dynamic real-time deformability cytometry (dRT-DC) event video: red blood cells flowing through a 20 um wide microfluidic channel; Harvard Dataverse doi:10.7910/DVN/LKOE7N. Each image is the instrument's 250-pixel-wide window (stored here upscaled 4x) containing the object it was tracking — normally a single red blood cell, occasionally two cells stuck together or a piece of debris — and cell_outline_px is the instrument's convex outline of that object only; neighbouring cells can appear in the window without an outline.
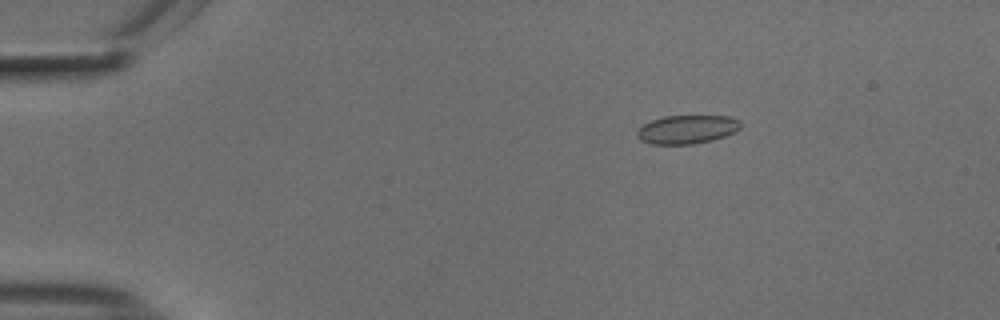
{"species": "common noctule bat (a hibernating species)", "species_latin": "Nyctalus noctula", "temperature_condition": "cold", "stored_images_in_passage": 55, "camera_frame_rate_fps": 3000, "um_per_image_px": 0.085, "animal": {"sex": "male", "body_mass_g": 18.8}, "frame": {"image": 1, "passage_image": 10, "time_ms": 3.0, "image_size_px": [1000, 320], "cell_outline_px": [[740, 128], [736, 132], [712, 140], [692, 144], [652, 144], [640, 140], [636, 136], [636, 132], [644, 124], [652, 120], [664, 116], [728, 116], [740, 120]], "centroid_in_image_um": [58.4, 11.0], "position_along_channel_um": 26.6, "area_um2": 17.22}}
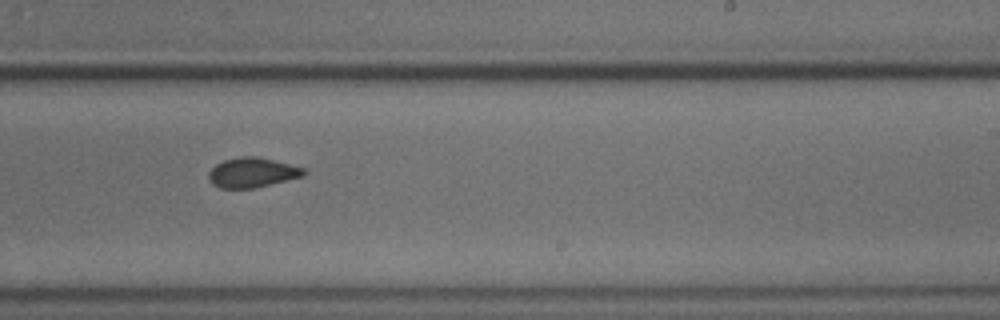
{"frame": {"image": 2, "passage_image": 35, "time_ms": 11.333, "image_size_px": [1000, 320], "cell_outline_px": [[308, 172], [304, 176], [252, 188], [220, 188], [212, 184], [208, 176], [208, 172], [216, 164], [224, 160], [240, 156], [256, 156], [304, 168]], "centroid_in_image_um": [21.42, 14.66], "position_along_channel_um": 267.6, "area_um2": 16.36}}
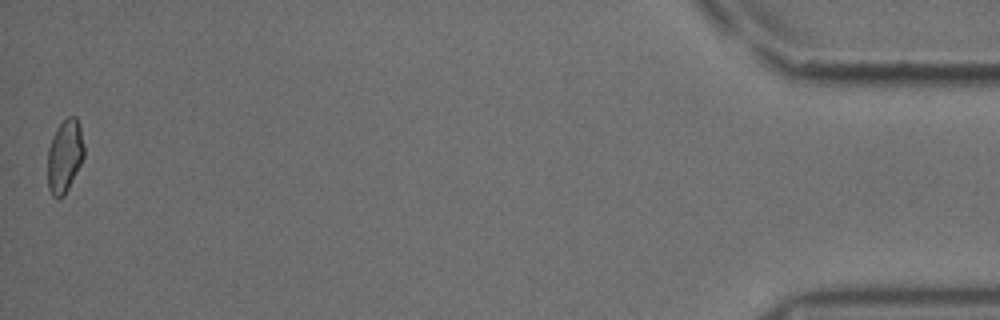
{"frame": {"image": 3, "passage_image": 55, "time_ms": 18.0, "image_size_px": [1000, 320], "cell_outline_px": [[84, 156], [64, 196], [52, 196], [48, 188], [48, 148], [52, 136], [56, 128], [68, 116], [76, 116], [80, 124], [84, 144]], "centroid_in_image_um": [5.5, 13.22], "position_along_channel_um": 429.7, "area_um2": 15.43}, "authors_computed_cell_mechanics": {"area_um2": 16.8776, "velocity_mm_per_s": 3.7404, "shape_relaxation_time_tau1_ms": 7.0637, "shape_relaxation_time_tau2_ms": 2.5574, "deformation_change_tau1": 0.0838, "deformation_change_tau2": 0.0616}}